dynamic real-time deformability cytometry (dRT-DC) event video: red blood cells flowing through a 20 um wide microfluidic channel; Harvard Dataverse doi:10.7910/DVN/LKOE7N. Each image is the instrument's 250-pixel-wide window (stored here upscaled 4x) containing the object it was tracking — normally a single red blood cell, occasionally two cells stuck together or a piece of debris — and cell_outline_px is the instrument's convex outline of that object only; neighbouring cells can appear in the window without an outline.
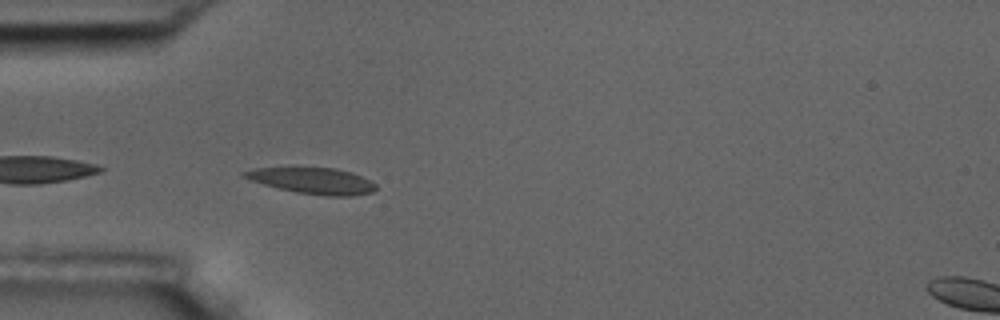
{"species": "common noctule bat (a hibernating species)", "species_latin": "Nyctalus noctula", "temperature_condition": "room temperature", "stored_images_in_passage": 5, "camera_frame_rate_fps": 3000, "um_per_image_px": 0.085, "animal": {"sex": "male", "body_mass_g": 17.5, "forearm_length_mm": 52.3}, "frame": {"image": 1, "passage_image": 5, "time_ms": 4.333, "image_size_px": [1000, 320], "cell_outline_px": [[376, 188], [372, 192], [352, 196], [328, 196], [296, 192], [248, 180], [240, 176], [240, 172], [256, 168], [336, 168], [352, 172], [376, 184]], "centroid_in_image_um": [26.54, 15.36], "position_along_channel_um": 58.5, "area_um2": 19.88}}